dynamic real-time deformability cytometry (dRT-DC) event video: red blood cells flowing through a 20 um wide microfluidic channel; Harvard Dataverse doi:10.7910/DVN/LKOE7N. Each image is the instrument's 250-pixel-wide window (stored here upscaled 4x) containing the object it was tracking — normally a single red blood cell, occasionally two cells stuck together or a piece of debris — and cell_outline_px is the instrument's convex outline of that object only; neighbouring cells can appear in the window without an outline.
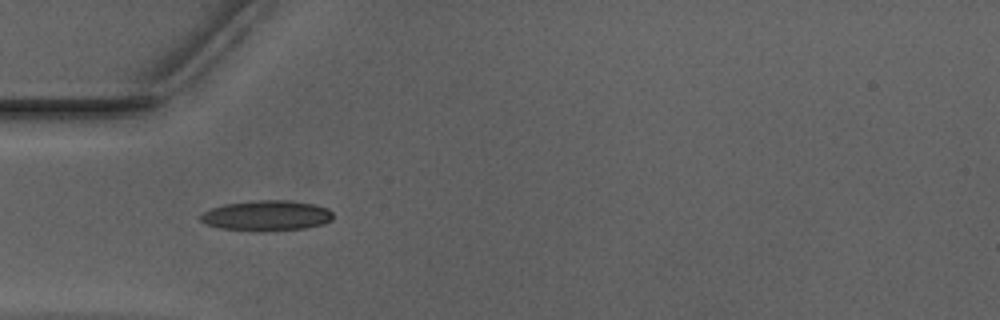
{"species": "Egyptian fruit bat (a non-hibernating species)", "species_latin": "Rousettus aegyptiacus", "temperature_condition": "warm", "stored_images_in_passage": 52, "camera_frame_rate_fps": 3000, "um_per_image_px": 0.085, "animal": {"sex": "male"}, "frame": {"image": 1, "passage_image": 16, "time_ms": 5.0, "image_size_px": [1000, 320], "cell_outline_px": [[332, 220], [324, 224], [304, 228], [264, 232], [256, 232], [220, 228], [204, 224], [200, 220], [200, 216], [204, 212], [212, 208], [224, 204], [256, 200], [288, 200], [312, 204], [328, 208], [332, 212]], "centroid_in_image_um": [22.65, 18.34], "position_along_channel_um": 62.4, "area_um2": 23.7}}
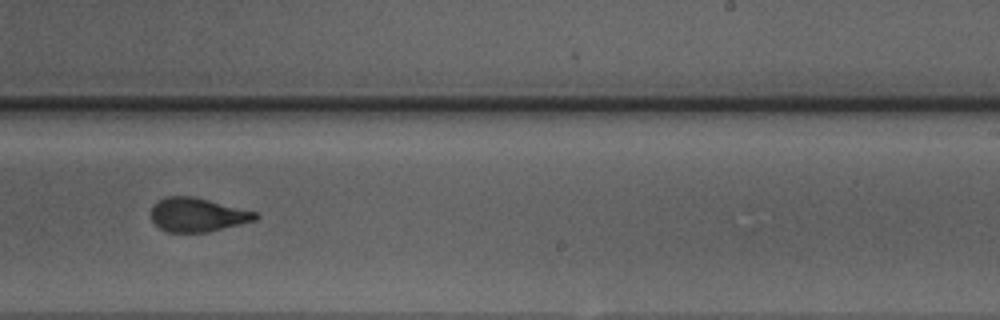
{"frame": {"image": 2, "passage_image": 32, "time_ms": 10.333, "image_size_px": [1000, 320], "cell_outline_px": [[260, 216], [256, 220], [208, 232], [164, 232], [152, 220], [152, 204], [156, 200], [168, 196], [192, 196], [256, 212]], "centroid_in_image_um": [16.76, 18.26], "position_along_channel_um": 272.2, "area_um2": 20.52}}
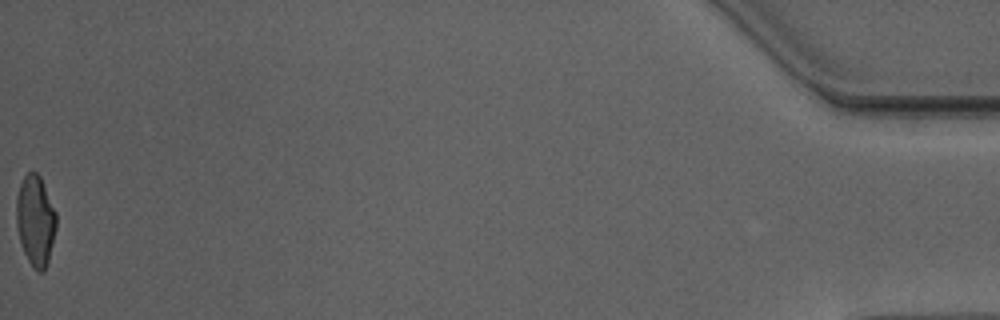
{"frame": {"image": 3, "passage_image": 52, "time_ms": 17.0, "image_size_px": [1000, 320], "cell_outline_px": [[56, 228], [48, 264], [44, 272], [36, 272], [32, 268], [20, 244], [16, 224], [16, 196], [20, 184], [24, 176], [28, 172], [36, 172], [40, 176], [56, 212]], "centroid_in_image_um": [3.01, 18.79], "position_along_channel_um": 432.2, "area_um2": 21.33}, "authors_computed_cell_mechanics": {"area_um2": 21.097, "velocity_mm_per_s": 3.9615, "shape_relaxation_time_tau1_ms": 4.5792, "shape_relaxation_time_tau2_ms": 1.1155, "deformation_change_tau1": 0.184, "deformation_change_tau2": 0.0933}}